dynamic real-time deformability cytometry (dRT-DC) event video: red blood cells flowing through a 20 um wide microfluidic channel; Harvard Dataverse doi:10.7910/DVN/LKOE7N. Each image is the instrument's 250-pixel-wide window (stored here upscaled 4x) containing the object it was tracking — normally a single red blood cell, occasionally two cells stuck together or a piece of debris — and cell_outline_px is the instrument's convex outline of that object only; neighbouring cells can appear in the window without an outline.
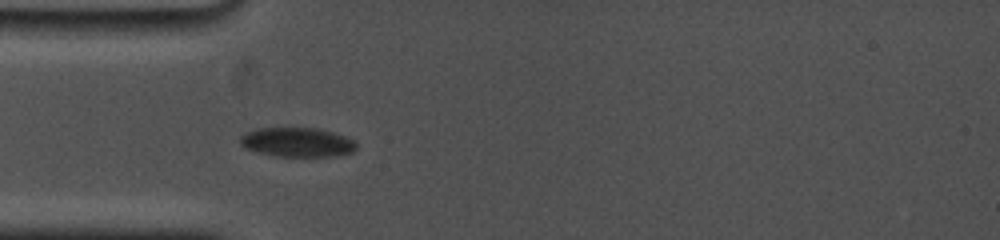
{"species": "common noctule bat (a hibernating species)", "species_latin": "Nyctalus noctula", "temperature_condition": "cold", "stored_images_in_passage": 13, "camera_frame_rate_fps": 5000, "um_per_image_px": 0.085, "animal": {"sex": "female", "body_mass_g": 19.0, "forearm_length_mm": 53.3}, "frame": {"image": 1, "passage_image": 1, "time_ms": 0.0, "image_size_px": [1000, 240], "cell_outline_px": [[356, 148], [352, 152], [336, 156], [276, 156], [244, 148], [240, 144], [240, 136], [248, 132], [260, 128], [316, 128], [332, 132], [356, 140]], "centroid_in_image_um": [25.28, 12.09], "position_along_channel_um": 59.7, "area_um2": 19.71}}
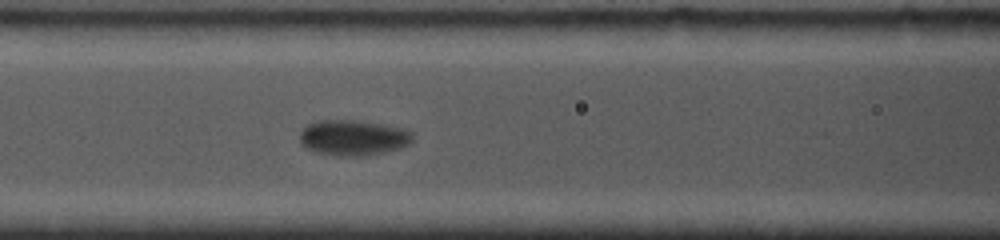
{"frame": {"image": 2, "passage_image": 7, "time_ms": 2.2, "image_size_px": [1000, 240], "cell_outline_px": [[412, 140], [408, 144], [400, 148], [368, 156], [336, 156], [316, 152], [304, 148], [300, 144], [300, 132], [308, 124], [316, 120], [356, 120], [384, 124], [404, 128], [412, 132]], "centroid_in_image_um": [30.0, 11.7], "position_along_channel_um": 136.6, "area_um2": 23.7}}
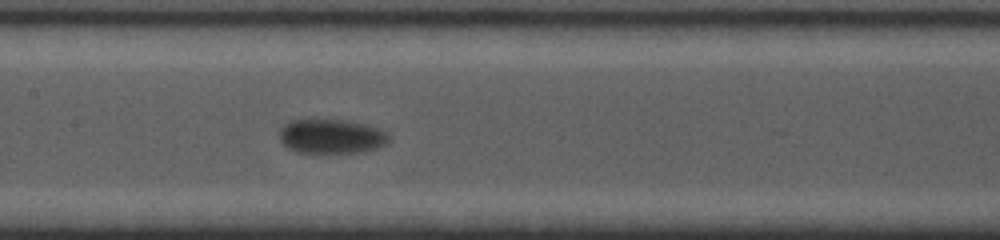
{"frame": {"image": 3, "passage_image": 10, "time_ms": 3.4, "image_size_px": [1000, 240], "cell_outline_px": [[392, 136], [388, 144], [364, 152], [296, 152], [288, 148], [280, 140], [280, 128], [288, 120], [308, 116], [344, 120], [364, 124], [380, 128], [388, 132]], "centroid_in_image_um": [28.16, 11.53], "position_along_channel_um": 179.2, "area_um2": 22.89}}